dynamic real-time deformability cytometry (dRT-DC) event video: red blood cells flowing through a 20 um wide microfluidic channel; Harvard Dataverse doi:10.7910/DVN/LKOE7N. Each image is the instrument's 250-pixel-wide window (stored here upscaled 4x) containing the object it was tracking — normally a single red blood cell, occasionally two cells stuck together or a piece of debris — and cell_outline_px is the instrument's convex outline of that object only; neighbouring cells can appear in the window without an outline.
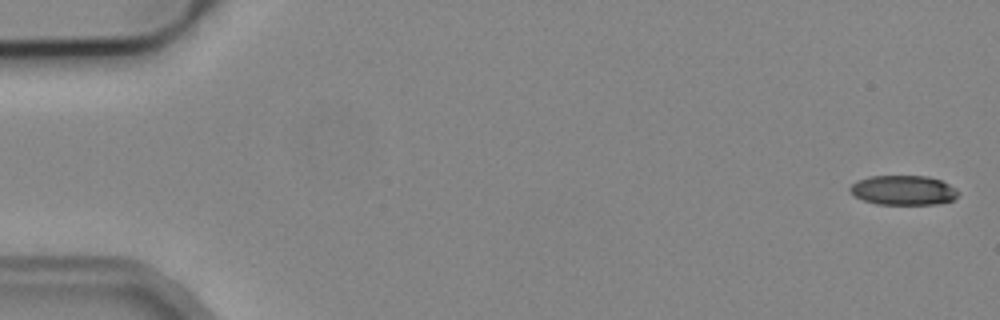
{"species": "common noctule bat (a hibernating species)", "species_latin": "Nyctalus noctula", "temperature_condition": "cold", "stored_images_in_passage": 5, "camera_frame_rate_fps": 3000, "um_per_image_px": 0.085, "animal": {"sex": "male", "body_mass_g": 19.2, "forearm_length_mm": 51.8}, "frame": {"image": 1, "passage_image": 1, "time_ms": 0.0, "image_size_px": [1000, 320], "cell_outline_px": [[960, 192], [952, 200], [936, 204], [876, 204], [864, 200], [856, 196], [848, 188], [856, 180], [868, 176], [928, 176], [940, 180], [956, 188]], "centroid_in_image_um": [76.78, 16.16], "position_along_channel_um": 8.2, "area_um2": 18.61}}
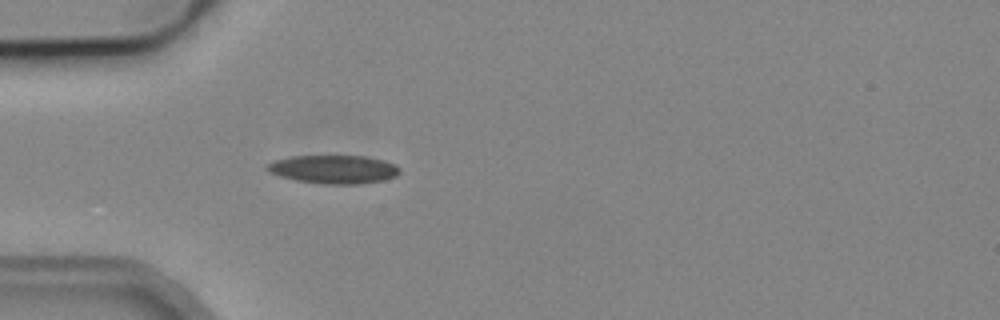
{"frame": {"image": 2, "passage_image": 5, "time_ms": 5.0, "image_size_px": [1000, 320], "cell_outline_px": [[400, 172], [396, 176], [384, 180], [360, 184], [324, 184], [296, 180], [280, 176], [268, 172], [264, 168], [272, 160], [292, 156], [364, 156], [384, 160], [396, 164], [400, 168]], "centroid_in_image_um": [28.36, 14.39], "position_along_channel_um": 56.6, "area_um2": 22.14}}